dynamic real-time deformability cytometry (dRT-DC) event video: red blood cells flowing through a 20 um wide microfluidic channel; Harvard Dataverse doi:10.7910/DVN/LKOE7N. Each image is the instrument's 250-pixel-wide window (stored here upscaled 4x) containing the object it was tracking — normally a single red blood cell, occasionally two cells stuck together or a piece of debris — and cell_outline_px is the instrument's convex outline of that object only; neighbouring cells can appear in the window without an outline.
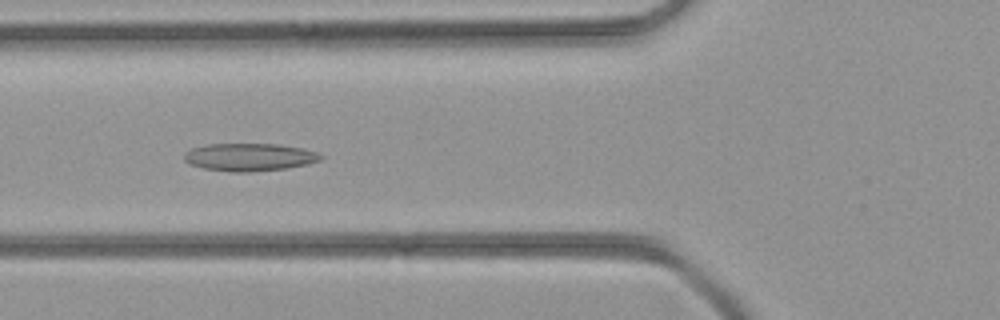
{"species": "common noctule bat (a hibernating species)", "species_latin": "Nyctalus noctula", "temperature_condition": "room temperature", "stored_images_in_passage": 37, "camera_frame_rate_fps": 3000, "um_per_image_px": 0.085, "animal": {"sex": "female", "body_mass_g": 21.9}, "frame": {"image": 1, "passage_image": 10, "time_ms": 3.0, "image_size_px": [1000, 320], "cell_outline_px": [[324, 156], [320, 160], [308, 164], [288, 168], [248, 172], [228, 172], [204, 168], [192, 164], [184, 160], [184, 152], [192, 148], [208, 144], [280, 144], [304, 148], [316, 152]], "centroid_in_image_um": [21.23, 13.35], "position_along_channel_um": 104.6, "area_um2": 22.14}}
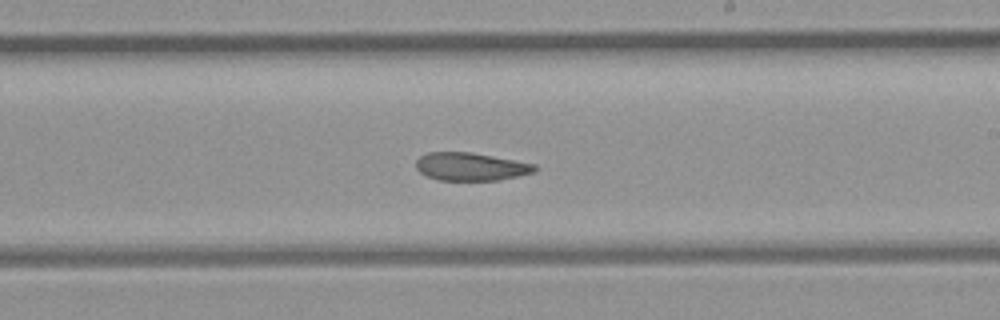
{"frame": {"image": 2, "passage_image": 19, "time_ms": 6.0, "image_size_px": [1000, 320], "cell_outline_px": [[536, 172], [496, 180], [440, 180], [428, 176], [420, 172], [416, 168], [416, 160], [420, 156], [428, 152], [468, 152], [536, 164]], "centroid_in_image_um": [39.99, 14.16], "position_along_channel_um": 249.0, "area_um2": 19.07}}
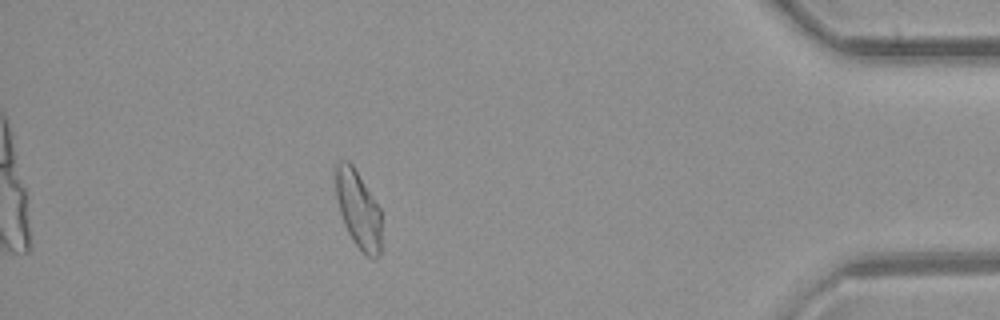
{"frame": {"image": 3, "passage_image": 32, "time_ms": 10.333, "image_size_px": [1000, 320], "cell_outline_px": [[380, 256], [376, 260], [372, 260], [352, 240], [344, 224], [340, 212], [336, 196], [336, 164], [340, 160], [348, 160], [352, 164], [380, 208]], "centroid_in_image_um": [30.45, 17.81], "position_along_channel_um": 404.7, "area_um2": 20.46}}